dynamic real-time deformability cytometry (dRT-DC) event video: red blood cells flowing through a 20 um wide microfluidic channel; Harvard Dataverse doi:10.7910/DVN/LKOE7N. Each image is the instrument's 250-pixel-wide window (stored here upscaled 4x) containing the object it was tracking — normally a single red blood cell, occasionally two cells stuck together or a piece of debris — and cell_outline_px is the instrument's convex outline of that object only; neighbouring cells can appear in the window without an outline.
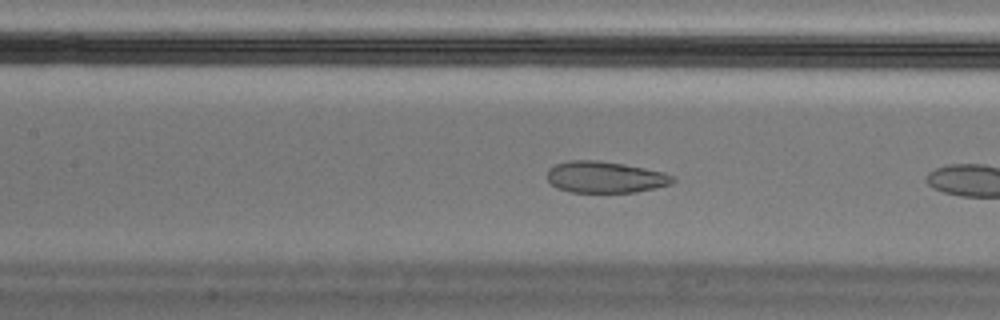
{"species": "Egyptian fruit bat (a non-hibernating species)", "species_latin": "Rousettus aegyptiacus", "temperature_condition": "cold", "stored_images_in_passage": 32, "camera_frame_rate_fps": 3000, "um_per_image_px": 0.085, "animal": {"sex": "male"}, "frame": {"image": 1, "passage_image": 23, "time_ms": 7.333, "image_size_px": [1000, 320], "cell_outline_px": [[676, 180], [672, 184], [656, 188], [636, 192], [572, 192], [556, 188], [548, 180], [548, 168], [556, 164], [568, 160], [596, 160], [624, 164], [664, 172], [676, 176]], "centroid_in_image_um": [51.47, 15.05], "position_along_channel_um": 155.9, "area_um2": 23.18}}